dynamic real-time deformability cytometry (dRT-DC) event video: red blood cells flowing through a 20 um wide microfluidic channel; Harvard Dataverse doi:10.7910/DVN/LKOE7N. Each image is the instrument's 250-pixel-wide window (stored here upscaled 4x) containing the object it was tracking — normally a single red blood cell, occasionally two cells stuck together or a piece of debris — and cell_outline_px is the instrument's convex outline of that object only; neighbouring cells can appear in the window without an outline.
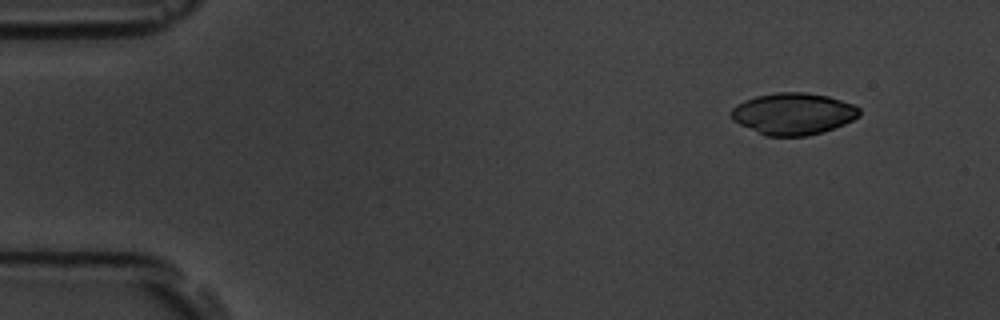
{"species": "common noctule bat (a hibernating species)", "species_latin": "Nyctalus noctula", "temperature_condition": "room temperature", "stored_images_in_passage": 12, "camera_frame_rate_fps": 3000, "um_per_image_px": 0.085, "animal": {"sex": "male", "body_mass_g": 19.5, "forearm_length_mm": 54.6}, "frame": {"image": 1, "passage_image": 1, "time_ms": 0.0, "image_size_px": [1000, 320], "cell_outline_px": [[860, 116], [844, 124], [808, 136], [764, 136], [732, 120], [732, 108], [736, 104], [744, 100], [756, 96], [776, 92], [804, 92], [828, 96], [852, 104], [860, 108]], "centroid_in_image_um": [67.41, 9.67], "position_along_channel_um": 17.6, "area_um2": 31.1}}